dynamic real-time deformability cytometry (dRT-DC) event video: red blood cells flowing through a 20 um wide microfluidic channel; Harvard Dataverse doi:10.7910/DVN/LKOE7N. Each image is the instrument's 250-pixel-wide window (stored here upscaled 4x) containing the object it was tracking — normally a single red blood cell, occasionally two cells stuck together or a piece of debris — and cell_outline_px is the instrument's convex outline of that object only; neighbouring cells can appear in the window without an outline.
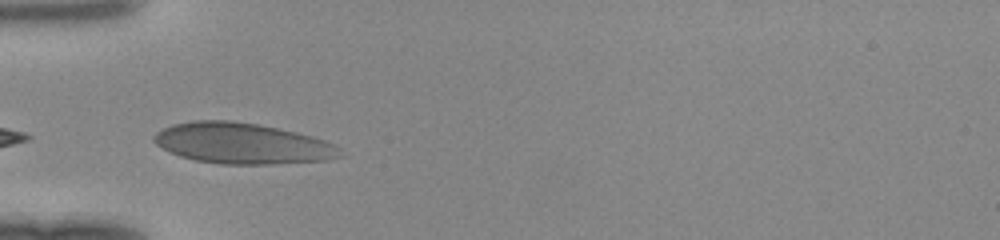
{"species": "human", "species_latin": "Homo sapiens", "temperature_condition": "room temperature", "stored_images_in_passage": 26, "camera_frame_rate_fps": 3000, "um_per_image_px": 0.085, "donor": {"sex": "female"}, "frame": {"image": 1, "passage_image": 1, "time_ms": 0.0, "image_size_px": [1000, 240], "cell_outline_px": [[344, 156], [328, 160], [272, 164], [220, 164], [196, 160], [180, 156], [156, 144], [152, 140], [152, 136], [156, 132], [172, 124], [192, 120], [232, 120], [260, 124], [296, 132], [312, 136], [336, 144], [340, 148]], "centroid_in_image_um": [20.62, 12.18], "position_along_channel_um": 64.4, "area_um2": 44.56}}
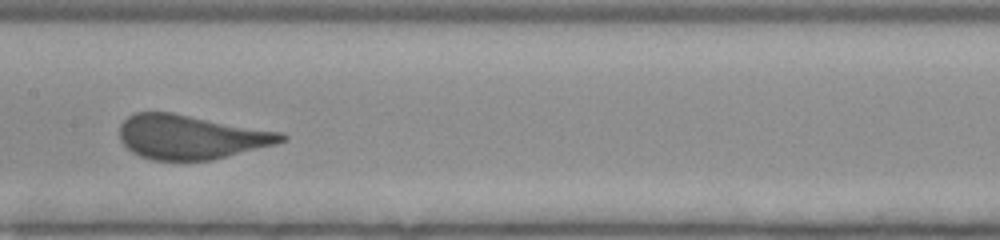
{"frame": {"image": 2, "passage_image": 10, "time_ms": 3.0, "image_size_px": [1000, 240], "cell_outline_px": [[288, 136], [284, 140], [276, 144], [212, 160], [152, 160], [140, 156], [132, 152], [120, 140], [120, 124], [128, 116], [136, 112], [172, 112], [284, 132]], "centroid_in_image_um": [16.24, 11.63], "position_along_channel_um": 191.2, "area_um2": 41.85}}
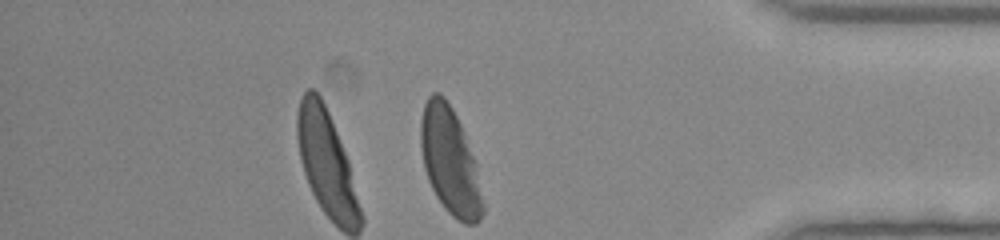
{"frame": {"image": 3, "passage_image": 26, "time_ms": 8.333, "image_size_px": [1000, 240], "cell_outline_px": [[484, 212], [480, 220], [476, 224], [464, 224], [456, 220], [444, 208], [436, 196], [428, 180], [424, 168], [420, 144], [420, 120], [424, 104], [428, 96], [432, 92], [440, 92], [444, 96], [452, 108], [464, 132], [476, 164], [484, 208]], "centroid_in_image_um": [38.23, 13.7], "position_along_channel_um": 397.0, "area_um2": 38.78}}